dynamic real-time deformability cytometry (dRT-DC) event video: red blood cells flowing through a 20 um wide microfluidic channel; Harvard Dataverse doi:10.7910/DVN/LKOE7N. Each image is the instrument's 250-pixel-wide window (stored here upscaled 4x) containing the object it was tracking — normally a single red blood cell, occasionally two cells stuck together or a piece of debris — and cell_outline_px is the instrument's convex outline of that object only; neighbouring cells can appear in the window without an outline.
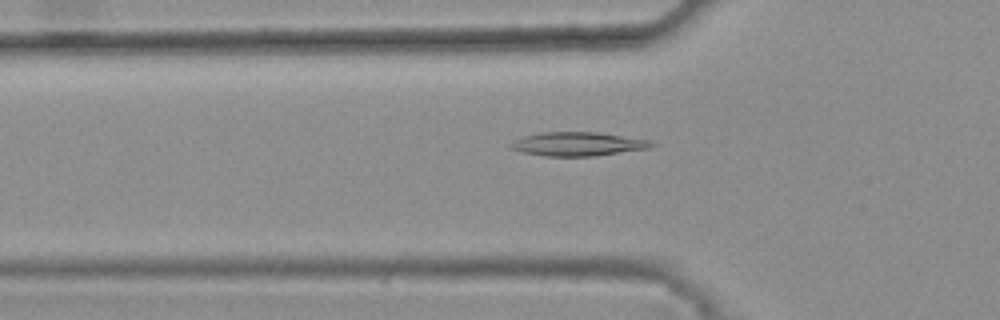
{"species": "common noctule bat (a hibernating species)", "species_latin": "Nyctalus noctula", "temperature_condition": "warm", "stored_images_in_passage": 48, "camera_frame_rate_fps": 3000, "um_per_image_px": 0.085, "animal": {"sex": "female", "body_mass_g": 25.1}, "frame": {"image": 1, "passage_image": 18, "time_ms": 5.667, "image_size_px": [1000, 320], "cell_outline_px": [[656, 144], [648, 148], [596, 156], [544, 156], [520, 152], [508, 148], [508, 144], [512, 140], [524, 136], [540, 132], [600, 132], [648, 140]], "centroid_in_image_um": [49.03, 12.24], "position_along_channel_um": 76.8, "area_um2": 19.71}}
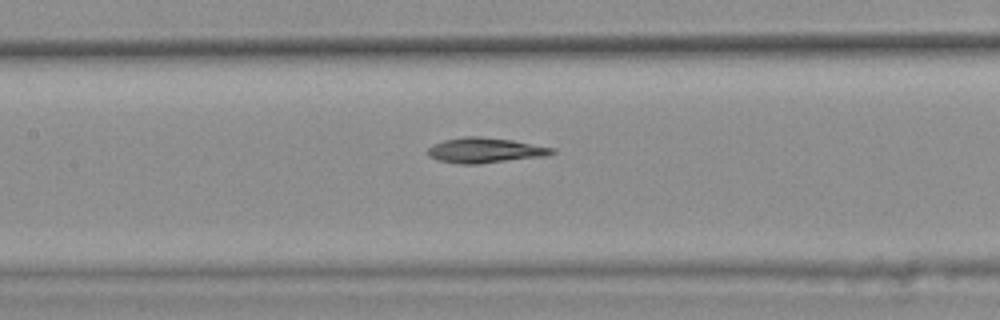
{"frame": {"image": 2, "passage_image": 25, "time_ms": 8.0, "image_size_px": [1000, 320], "cell_outline_px": [[556, 152], [548, 156], [480, 164], [456, 164], [436, 160], [428, 156], [424, 152], [432, 144], [444, 140], [464, 136], [480, 136], [512, 140], [556, 148]], "centroid_in_image_um": [41.21, 12.78], "position_along_channel_um": 166.2, "area_um2": 18.73}}
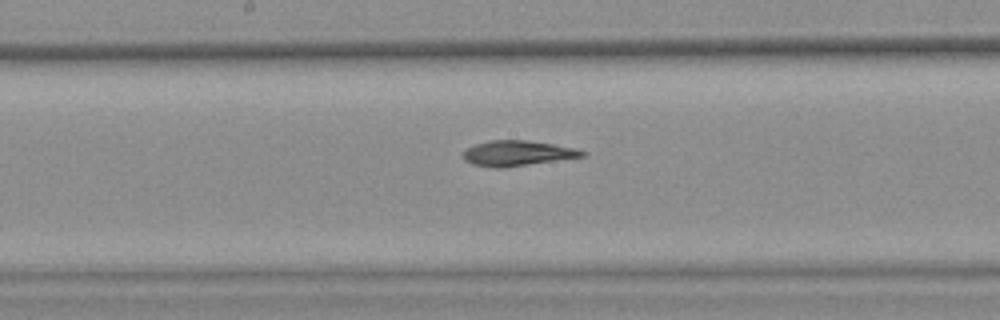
{"frame": {"image": 3, "passage_image": 28, "time_ms": 9.0, "image_size_px": [1000, 320], "cell_outline_px": [[588, 156], [504, 168], [492, 168], [472, 164], [464, 160], [460, 156], [468, 148], [476, 144], [492, 140], [528, 140], [576, 148], [588, 152]], "centroid_in_image_um": [44.01, 13.04], "position_along_channel_um": 204.2, "area_um2": 17.8}}